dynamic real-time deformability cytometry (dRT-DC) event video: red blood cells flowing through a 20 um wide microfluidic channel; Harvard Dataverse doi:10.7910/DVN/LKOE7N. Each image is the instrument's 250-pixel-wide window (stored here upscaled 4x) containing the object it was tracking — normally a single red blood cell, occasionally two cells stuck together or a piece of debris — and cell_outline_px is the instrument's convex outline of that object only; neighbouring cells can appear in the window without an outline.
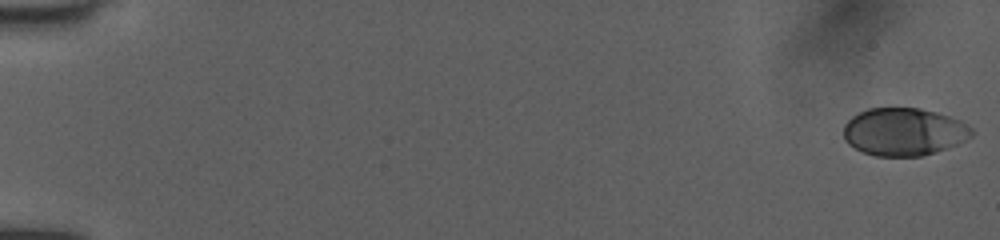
{"species": "human", "species_latin": "Homo sapiens", "temperature_condition": "room temperature", "stored_images_in_passage": 52, "camera_frame_rate_fps": 3000, "um_per_image_px": 0.085, "donor": {"sex": "female"}, "frame": {"image": 1, "passage_image": 1, "time_ms": 0.0, "image_size_px": [1000, 240], "cell_outline_px": [[972, 136], [956, 144], [936, 152], [920, 156], [876, 156], [864, 152], [848, 144], [844, 140], [844, 124], [852, 116], [868, 108], [920, 108], [936, 112], [960, 120], [972, 128]], "centroid_in_image_um": [76.81, 11.2], "position_along_channel_um": 8.2, "area_um2": 35.49}}
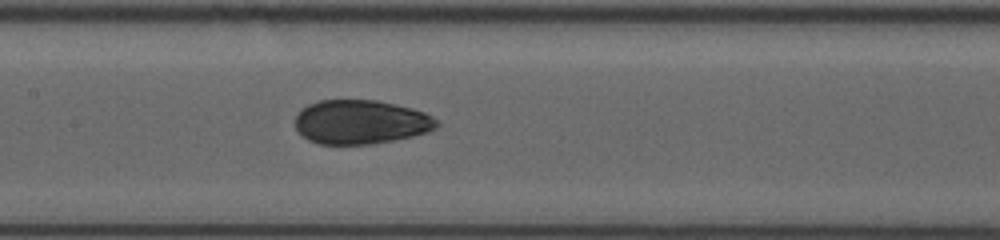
{"frame": {"image": 2, "passage_image": 27, "time_ms": 8.667, "image_size_px": [1000, 240], "cell_outline_px": [[440, 124], [436, 128], [428, 132], [412, 136], [372, 144], [320, 144], [308, 140], [296, 128], [296, 112], [300, 108], [308, 104], [320, 100], [376, 100], [412, 108], [424, 112], [432, 116]], "centroid_in_image_um": [30.65, 10.36], "position_along_channel_um": 176.7, "area_um2": 36.41}}
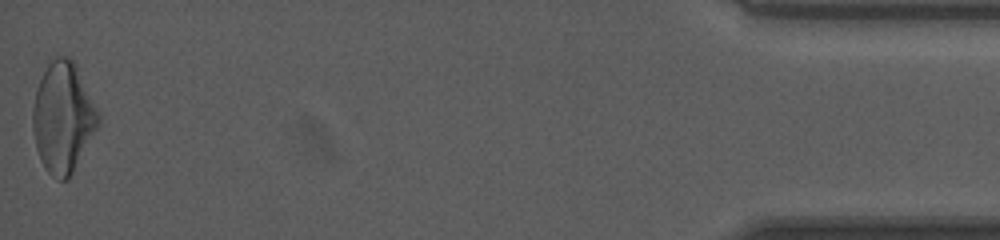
{"frame": {"image": 3, "passage_image": 52, "time_ms": 17.0, "image_size_px": [1000, 240], "cell_outline_px": [[100, 124], [68, 180], [60, 180], [52, 176], [44, 168], [40, 160], [36, 148], [32, 128], [32, 112], [36, 88], [48, 56], [68, 56], [76, 64], [100, 112]], "centroid_in_image_um": [5.35, 9.93], "position_along_channel_um": 429.9, "area_um2": 43.0}, "authors_computed_cell_mechanics": {"area_um2": 36.8186, "velocity_mm_per_s": 4.0508, "shape_relaxation_time_tau1_ms": 4.84, "shape_relaxation_time_tau2_ms": 1.5384, "deformation_change_tau1": 0.1558, "deformation_change_tau2": 0.0543}}